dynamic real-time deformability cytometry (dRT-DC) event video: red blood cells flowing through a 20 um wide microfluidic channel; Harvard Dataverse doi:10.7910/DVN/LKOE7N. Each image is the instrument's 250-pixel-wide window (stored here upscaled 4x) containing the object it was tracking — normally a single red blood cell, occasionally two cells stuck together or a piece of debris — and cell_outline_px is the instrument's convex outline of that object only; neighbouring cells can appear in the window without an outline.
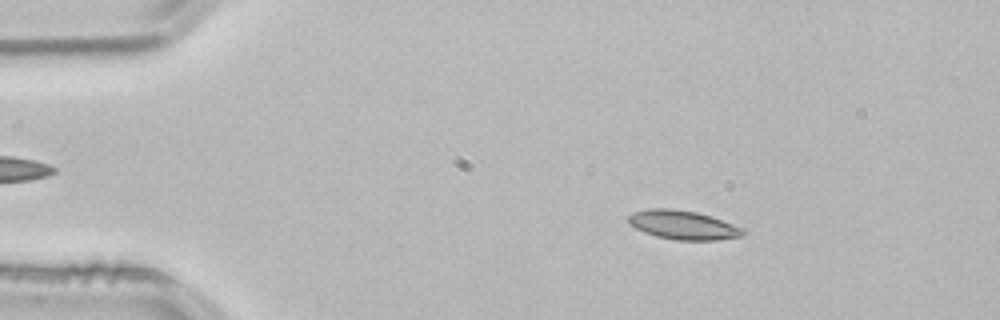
{"species": "common noctule bat (a hibernating species)", "species_latin": "Nyctalus noctula", "temperature_condition": "room temperature", "stored_images_in_passage": 25, "camera_frame_rate_fps": 3000, "um_per_image_px": 0.085, "animal": {"sex": "male", "body_mass_g": 21.5, "forearm_length_mm": 52.0}, "frame": {"image": 1, "passage_image": 8, "time_ms": 2.333, "image_size_px": [1000, 320], "cell_outline_px": [[744, 236], [716, 240], [676, 240], [656, 236], [644, 232], [628, 224], [628, 216], [632, 212], [648, 208], [672, 208], [696, 212], [712, 216], [744, 228]], "centroid_in_image_um": [58.05, 19.11], "position_along_channel_um": 26.9, "area_um2": 19.54}}
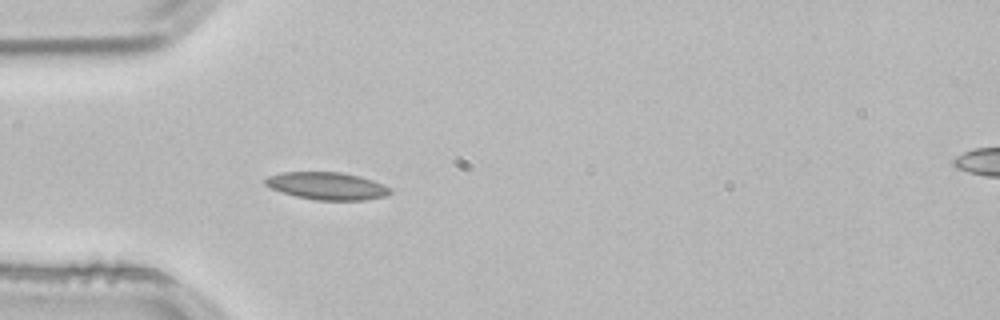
{"frame": {"image": 2, "passage_image": 15, "time_ms": 4.667, "image_size_px": [1000, 320], "cell_outline_px": [[392, 192], [384, 196], [364, 200], [316, 200], [296, 196], [268, 188], [264, 184], [264, 180], [268, 176], [284, 172], [340, 172], [360, 176], [372, 180], [392, 188]], "centroid_in_image_um": [27.78, 15.8], "position_along_channel_um": 57.2, "area_um2": 20.0}}
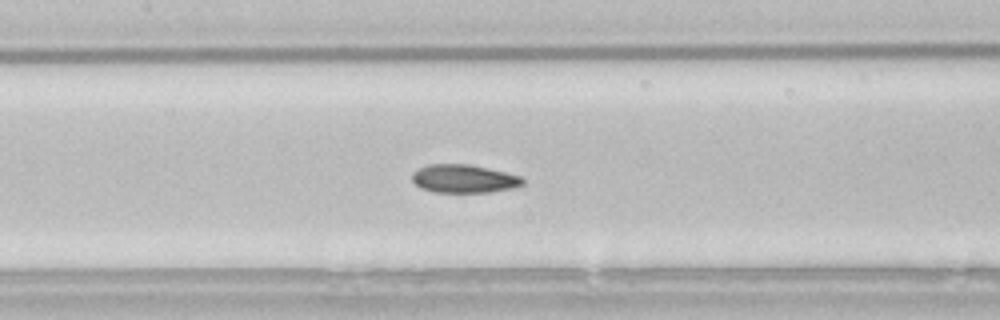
{"frame": {"image": 3, "passage_image": 24, "time_ms": 7.667, "image_size_px": [1000, 320], "cell_outline_px": [[524, 184], [512, 188], [488, 192], [432, 192], [420, 188], [412, 180], [412, 172], [428, 164], [468, 164], [504, 172], [520, 176], [524, 180]], "centroid_in_image_um": [39.4, 15.19], "position_along_channel_um": 168.0, "area_um2": 18.09}}